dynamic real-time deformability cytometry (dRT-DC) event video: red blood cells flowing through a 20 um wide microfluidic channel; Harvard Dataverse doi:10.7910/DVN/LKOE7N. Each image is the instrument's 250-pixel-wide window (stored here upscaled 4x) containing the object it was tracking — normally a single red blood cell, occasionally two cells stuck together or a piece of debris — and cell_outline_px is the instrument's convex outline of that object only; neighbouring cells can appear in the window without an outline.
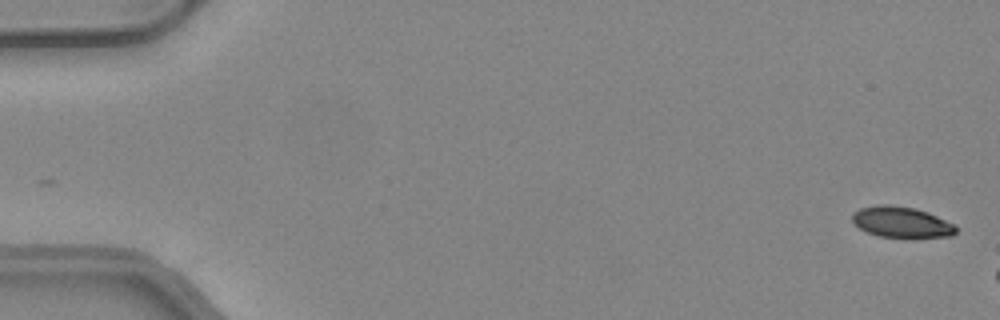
{"species": "common noctule bat (a hibernating species)", "species_latin": "Nyctalus noctula", "temperature_condition": "warm", "stored_images_in_passage": 8, "camera_frame_rate_fps": 3000, "um_per_image_px": 0.085, "animal": {"sex": "female", "body_mass_g": 24.6, "forearm_length_mm": 56.2}, "frame": {"image": 1, "passage_image": 1, "time_ms": 0.0, "image_size_px": [1000, 320], "cell_outline_px": [[956, 232], [952, 236], [880, 236], [868, 232], [860, 228], [852, 220], [852, 212], [860, 208], [876, 204], [888, 204], [912, 208], [928, 212], [952, 224], [956, 228]], "centroid_in_image_um": [76.56, 18.85], "position_along_channel_um": 8.4, "area_um2": 18.09}}